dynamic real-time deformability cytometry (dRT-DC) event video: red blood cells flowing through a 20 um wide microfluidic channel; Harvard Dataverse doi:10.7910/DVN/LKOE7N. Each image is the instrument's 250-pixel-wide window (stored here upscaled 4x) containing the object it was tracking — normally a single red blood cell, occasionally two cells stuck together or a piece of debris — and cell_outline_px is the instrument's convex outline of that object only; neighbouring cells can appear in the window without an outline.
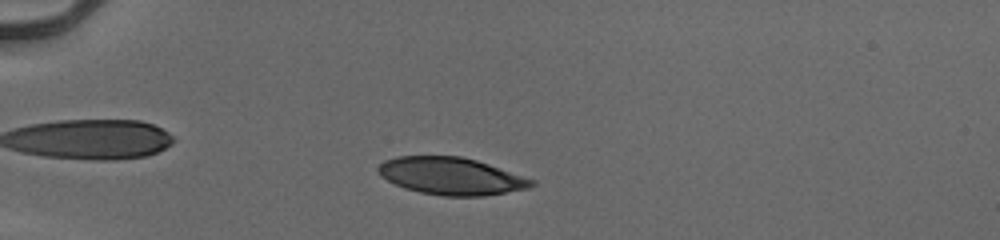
{"species": "human", "species_latin": "Homo sapiens", "temperature_condition": "cold", "stored_images_in_passage": 32, "camera_frame_rate_fps": 3000, "um_per_image_px": 0.085, "donor": {"sex": "male"}, "frame": {"image": 1, "passage_image": 5, "time_ms": 1.333, "image_size_px": [1000, 240], "cell_outline_px": [[520, 184], [496, 192], [432, 192], [416, 188], [412, 156], [448, 156], [468, 160], [492, 168], [500, 172]], "centroid_in_image_um": [38.88, 14.94], "position_along_channel_um": 46.1, "area_um2": 20.92}}
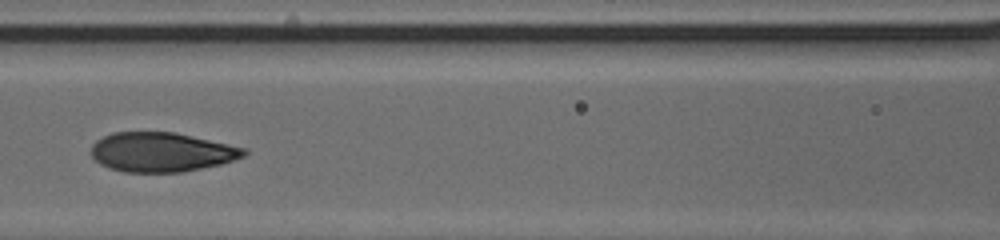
{"frame": {"image": 2, "passage_image": 16, "time_ms": 5.0, "image_size_px": [1000, 240], "cell_outline_px": [[240, 152], [236, 156], [224, 160], [184, 168], [124, 168], [152, 136], [180, 136], [216, 144], [232, 148]], "centroid_in_image_um": [15.21, 13.03], "position_along_channel_um": 151.4, "area_um2": 18.15}}
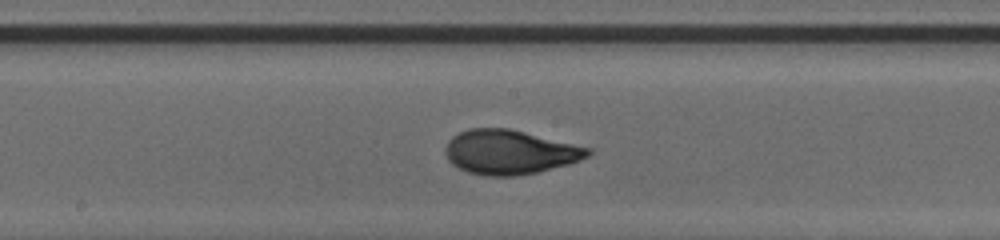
{"frame": {"image": 3, "passage_image": 20, "time_ms": 6.333, "image_size_px": [1000, 240], "cell_outline_px": [[584, 152], [568, 160], [536, 168], [516, 172], [488, 172], [472, 168], [464, 164], [500, 132], [512, 132], [572, 148]], "centroid_in_image_um": [44.1, 13.08], "position_along_channel_um": 204.1, "area_um2": 20.92}}